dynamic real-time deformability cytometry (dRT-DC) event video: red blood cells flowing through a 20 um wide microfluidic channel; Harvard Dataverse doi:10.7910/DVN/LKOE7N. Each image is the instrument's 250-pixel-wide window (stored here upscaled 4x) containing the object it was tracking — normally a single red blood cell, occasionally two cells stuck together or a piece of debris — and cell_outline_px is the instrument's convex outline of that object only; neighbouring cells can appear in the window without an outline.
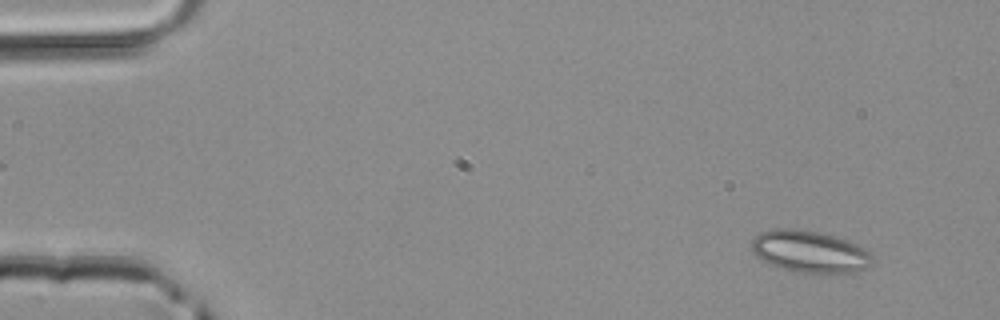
{"species": "common noctule bat (a hibernating species)", "species_latin": "Nyctalus noctula", "temperature_condition": "room temperature", "stored_images_in_passage": 47, "camera_frame_rate_fps": 3000, "um_per_image_px": 0.085, "animal": {"sex": "male", "body_mass_g": 20.4}, "frame": {"image": 1, "passage_image": 4, "time_ms": 1.0, "image_size_px": [1000, 320], "cell_outline_px": [[876, 260], [872, 264], [856, 272], [800, 272], [780, 268], [760, 260], [752, 252], [752, 240], [760, 232], [776, 228], [792, 228], [820, 232], [856, 244], [864, 248]], "centroid_in_image_um": [68.8, 21.38], "position_along_channel_um": 16.2, "area_um2": 29.3}}
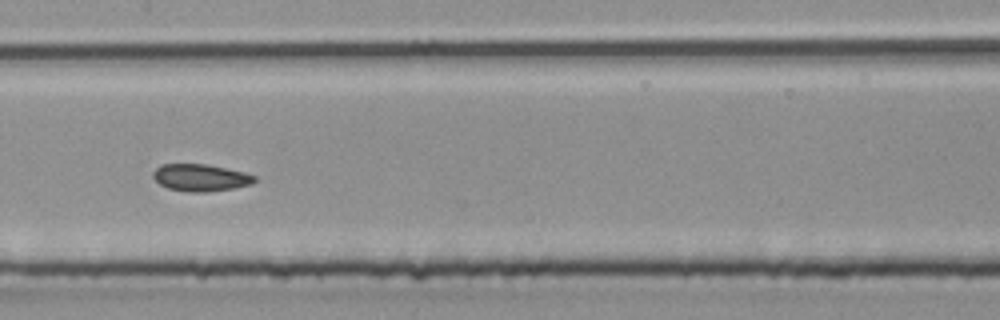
{"frame": {"image": 2, "passage_image": 24, "time_ms": 7.667, "image_size_px": [1000, 320], "cell_outline_px": [[256, 180], [248, 184], [232, 188], [204, 192], [188, 192], [168, 188], [160, 184], [152, 176], [152, 172], [160, 164], [204, 164], [244, 172], [256, 176]], "centroid_in_image_um": [16.99, 15.09], "position_along_channel_um": 190.4, "area_um2": 15.78}}
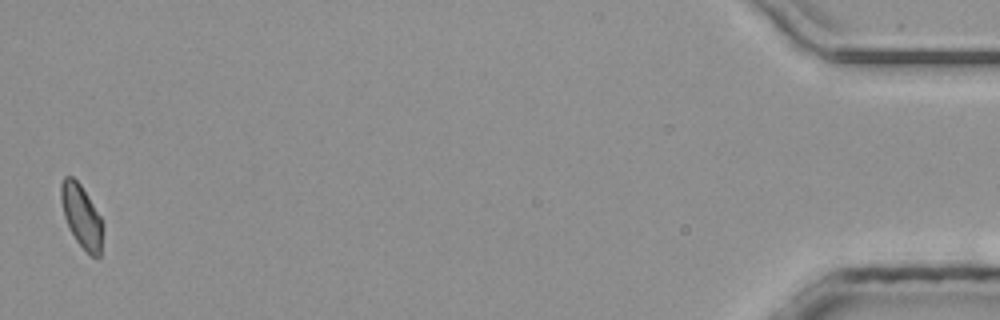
{"frame": {"image": 3, "passage_image": 47, "time_ms": 15.333, "image_size_px": [1000, 320], "cell_outline_px": [[104, 228], [100, 256], [96, 260], [76, 240], [64, 216], [60, 200], [60, 184], [64, 176], [72, 176], [80, 184], [100, 216]], "centroid_in_image_um": [6.94, 18.38], "position_along_channel_um": 428.3, "area_um2": 15.26}}